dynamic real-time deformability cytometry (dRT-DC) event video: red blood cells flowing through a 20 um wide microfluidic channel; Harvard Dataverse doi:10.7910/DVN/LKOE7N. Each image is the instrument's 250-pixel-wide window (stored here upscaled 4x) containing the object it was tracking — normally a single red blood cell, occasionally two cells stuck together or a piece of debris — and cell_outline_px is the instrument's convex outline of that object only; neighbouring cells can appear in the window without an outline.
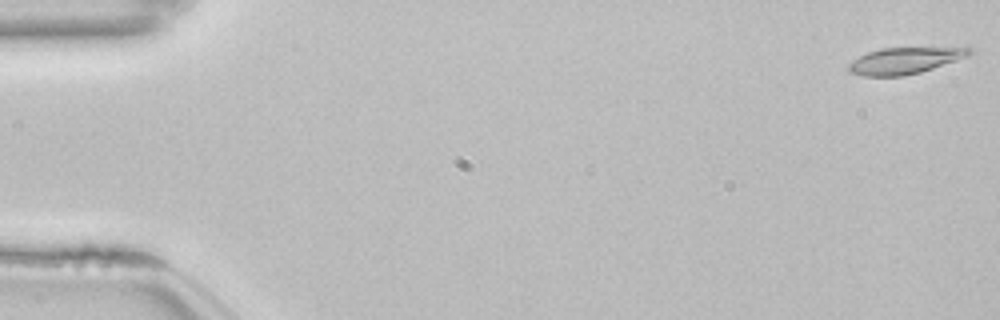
{"species": "common noctule bat (a hibernating species)", "species_latin": "Nyctalus noctula", "temperature_condition": "room temperature", "stored_images_in_passage": 13, "segment_of_instrument_passage": [1, 2], "camera_frame_rate_fps": 3000, "um_per_image_px": 0.085, "animal": {"sex": "female", "body_mass_g": 22.7, "forearm_length_mm": 54.2}, "frame": {"image": 1, "passage_image": 1, "time_ms": 0.0, "image_size_px": [1000, 320], "cell_outline_px": [[972, 52], [968, 56], [920, 72], [904, 76], [864, 76], [852, 72], [848, 68], [848, 64], [852, 60], [868, 52], [880, 48], [972, 48]], "centroid_in_image_um": [76.86, 5.16], "position_along_channel_um": 8.1, "area_um2": 18.21}}